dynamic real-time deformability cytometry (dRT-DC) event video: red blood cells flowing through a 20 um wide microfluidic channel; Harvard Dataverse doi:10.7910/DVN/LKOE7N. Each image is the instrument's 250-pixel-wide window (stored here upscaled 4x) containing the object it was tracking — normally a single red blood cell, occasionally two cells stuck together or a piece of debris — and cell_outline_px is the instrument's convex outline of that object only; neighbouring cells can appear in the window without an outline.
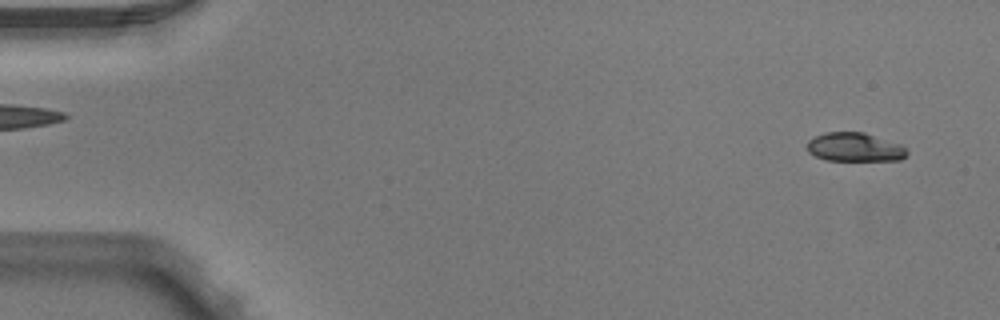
{"species": "Egyptian fruit bat (a non-hibernating species)", "species_latin": "Rousettus aegyptiacus", "temperature_condition": "warm", "stored_images_in_passage": 5, "camera_frame_rate_fps": 3000, "um_per_image_px": 0.085, "animal": {"sex": "male"}, "frame": {"image": 1, "passage_image": 2, "time_ms": 0.333, "image_size_px": [1000, 320], "cell_outline_px": [[908, 152], [900, 160], [828, 160], [816, 156], [808, 152], [808, 140], [812, 136], [824, 132], [864, 132], [900, 144], [908, 148]], "centroid_in_image_um": [72.64, 12.49], "position_along_channel_um": 12.4, "area_um2": 16.76}}
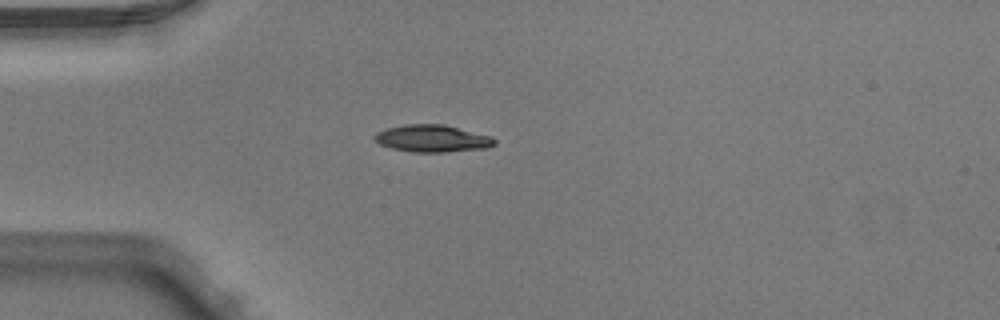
{"frame": {"image": 2, "passage_image": 5, "time_ms": 1.333, "image_size_px": [1000, 320], "cell_outline_px": [[496, 144], [488, 148], [444, 152], [412, 152], [392, 148], [380, 144], [372, 140], [372, 136], [376, 132], [388, 128], [404, 124], [444, 124], [492, 136], [496, 140]], "centroid_in_image_um": [36.74, 11.77], "position_along_channel_um": 48.3, "area_um2": 19.19}}